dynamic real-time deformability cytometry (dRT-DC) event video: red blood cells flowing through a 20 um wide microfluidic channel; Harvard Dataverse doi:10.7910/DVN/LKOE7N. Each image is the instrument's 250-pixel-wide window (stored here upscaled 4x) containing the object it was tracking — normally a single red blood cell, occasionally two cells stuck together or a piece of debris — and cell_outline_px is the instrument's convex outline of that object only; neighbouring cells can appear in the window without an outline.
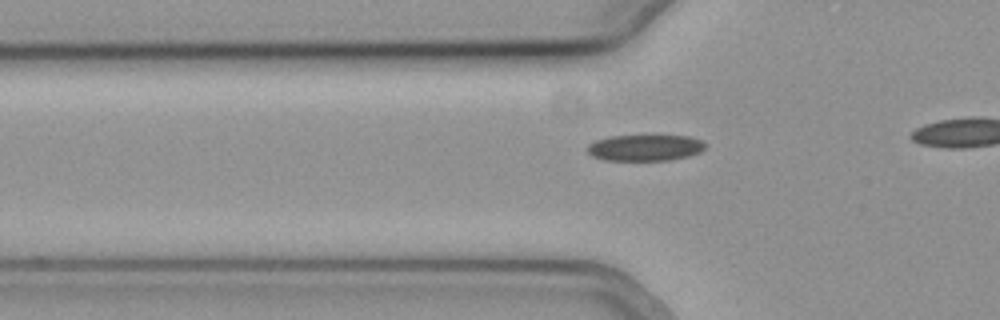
{"species": "common noctule bat (a hibernating species)", "species_latin": "Nyctalus noctula", "temperature_condition": "cold", "stored_images_in_passage": 21, "camera_frame_rate_fps": 3000, "um_per_image_px": 0.085, "animal": {"sex": "female", "body_mass_g": 19.3, "forearm_length_mm": 54.1}, "frame": {"image": 1, "passage_image": 15, "time_ms": 4.667, "image_size_px": [1000, 320], "cell_outline_px": [[704, 148], [700, 152], [688, 156], [668, 160], [604, 160], [592, 156], [588, 152], [588, 144], [596, 140], [612, 136], [692, 136], [700, 140], [704, 144]], "centroid_in_image_um": [54.82, 12.56], "position_along_channel_um": 71.0, "area_um2": 17.8}}
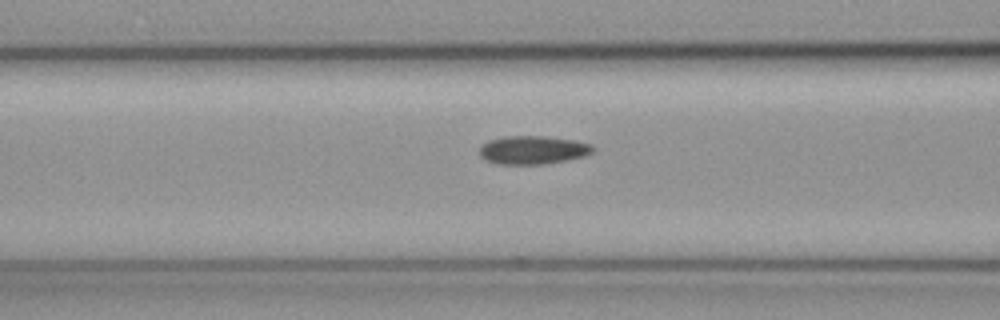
{"frame": {"image": 2, "passage_image": 19, "time_ms": 6.0, "image_size_px": [1000, 320], "cell_outline_px": [[596, 148], [592, 152], [584, 156], [544, 164], [496, 164], [484, 160], [480, 156], [480, 148], [488, 140], [504, 136], [544, 136], [576, 140], [592, 144]], "centroid_in_image_um": [45.29, 12.74], "position_along_channel_um": 121.3, "area_um2": 18.84}}